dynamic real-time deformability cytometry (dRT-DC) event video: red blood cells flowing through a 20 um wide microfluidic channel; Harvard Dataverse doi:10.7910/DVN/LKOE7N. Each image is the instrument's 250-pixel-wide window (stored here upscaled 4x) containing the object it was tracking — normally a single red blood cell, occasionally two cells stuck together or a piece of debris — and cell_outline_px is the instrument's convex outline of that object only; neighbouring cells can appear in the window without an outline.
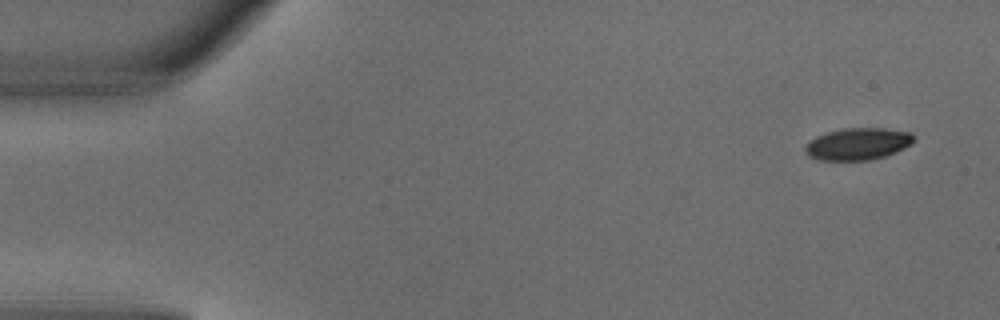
{"species": "common noctule bat (a hibernating species)", "species_latin": "Nyctalus noctula", "temperature_condition": "warm", "stored_images_in_passage": 4, "camera_frame_rate_fps": 3000, "um_per_image_px": 0.085, "animal": {"sex": "male", "body_mass_g": 18.8}, "frame": {"image": 1, "passage_image": 1, "time_ms": 0.0, "image_size_px": [1000, 320], "cell_outline_px": [[916, 140], [912, 144], [896, 152], [884, 156], [868, 160], [816, 160], [808, 156], [804, 152], [804, 148], [816, 136], [828, 132], [844, 128], [884, 128], [912, 132], [916, 136]], "centroid_in_image_um": [72.96, 12.23], "position_along_channel_um": 12.0, "area_um2": 20.4}}
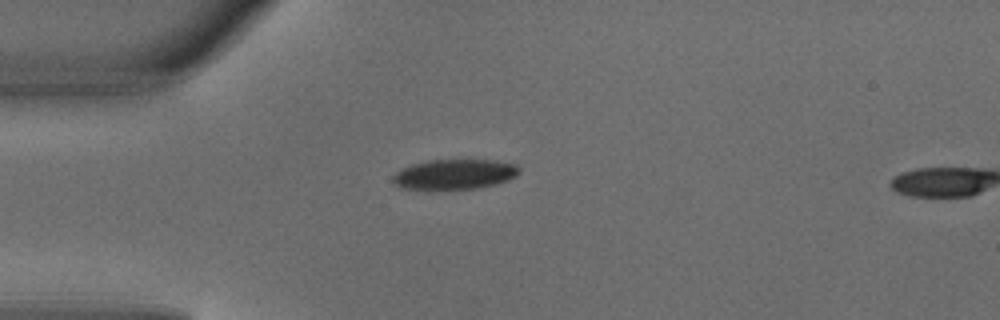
{"frame": {"image": 2, "passage_image": 3, "time_ms": 0.667, "image_size_px": [1000, 320], "cell_outline_px": [[520, 172], [516, 176], [508, 180], [496, 184], [480, 188], [428, 192], [424, 192], [400, 188], [392, 180], [392, 176], [400, 168], [412, 164], [428, 160], [496, 160], [516, 164], [520, 168]], "centroid_in_image_um": [38.58, 14.86], "position_along_channel_um": 46.4, "area_um2": 23.24}}